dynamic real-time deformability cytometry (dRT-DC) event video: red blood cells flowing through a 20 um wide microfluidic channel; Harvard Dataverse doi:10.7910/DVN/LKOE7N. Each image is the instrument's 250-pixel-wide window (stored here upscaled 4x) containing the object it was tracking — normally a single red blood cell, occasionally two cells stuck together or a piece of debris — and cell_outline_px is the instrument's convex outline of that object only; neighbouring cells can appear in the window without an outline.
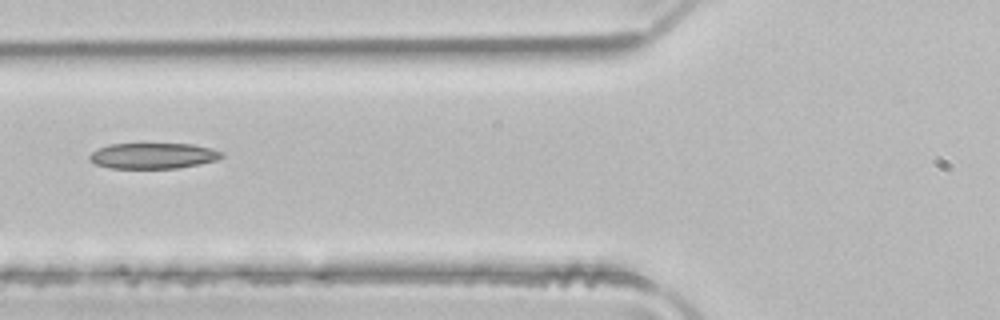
{"species": "common noctule bat (a hibernating species)", "species_latin": "Nyctalus noctula", "temperature_condition": "room temperature", "stored_images_in_passage": 5, "camera_frame_rate_fps": 3000, "um_per_image_px": 0.085, "animal": {"sex": "male", "body_mass_g": 21.5, "forearm_length_mm": 52.0}, "frame": {"image": 1, "passage_image": 5, "time_ms": 1.333, "image_size_px": [1000, 320], "cell_outline_px": [[224, 156], [216, 160], [200, 164], [176, 168], [108, 168], [96, 164], [88, 156], [92, 152], [108, 144], [192, 144], [212, 148], [224, 152]], "centroid_in_image_um": [13.06, 13.24], "position_along_channel_um": 112.7, "area_um2": 19.77}}